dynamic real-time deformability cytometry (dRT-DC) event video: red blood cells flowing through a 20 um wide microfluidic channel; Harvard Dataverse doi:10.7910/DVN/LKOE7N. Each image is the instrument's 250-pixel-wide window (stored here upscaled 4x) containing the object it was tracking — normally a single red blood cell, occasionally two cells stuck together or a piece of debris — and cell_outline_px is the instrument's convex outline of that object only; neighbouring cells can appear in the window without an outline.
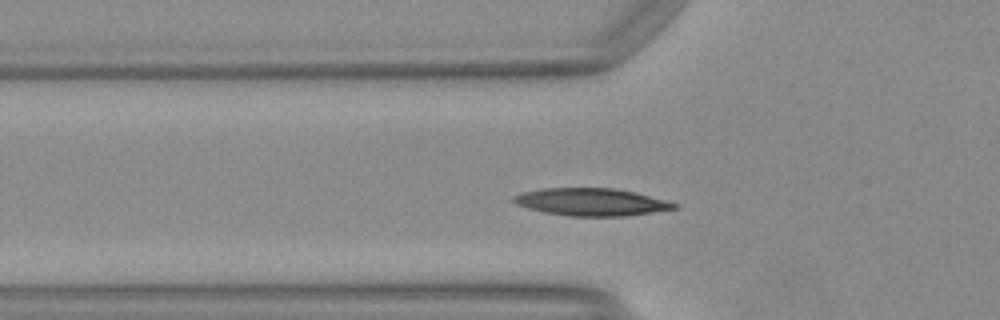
{"species": "Egyptian fruit bat (a non-hibernating species)", "species_latin": "Rousettus aegyptiacus", "temperature_condition": "warm", "stored_images_in_passage": 25, "camera_frame_rate_fps": 3000, "um_per_image_px": 0.085, "animal": {"sex": "female"}, "frame": {"image": 1, "passage_image": 7, "time_ms": 2.0, "image_size_px": [1000, 320], "cell_outline_px": [[676, 208], [652, 212], [624, 216], [568, 216], [544, 212], [528, 208], [516, 204], [512, 200], [512, 196], [524, 192], [544, 188], [616, 188], [636, 192], [664, 200], [676, 204]], "centroid_in_image_um": [50.22, 17.16], "position_along_channel_um": 75.6, "area_um2": 25.49}}